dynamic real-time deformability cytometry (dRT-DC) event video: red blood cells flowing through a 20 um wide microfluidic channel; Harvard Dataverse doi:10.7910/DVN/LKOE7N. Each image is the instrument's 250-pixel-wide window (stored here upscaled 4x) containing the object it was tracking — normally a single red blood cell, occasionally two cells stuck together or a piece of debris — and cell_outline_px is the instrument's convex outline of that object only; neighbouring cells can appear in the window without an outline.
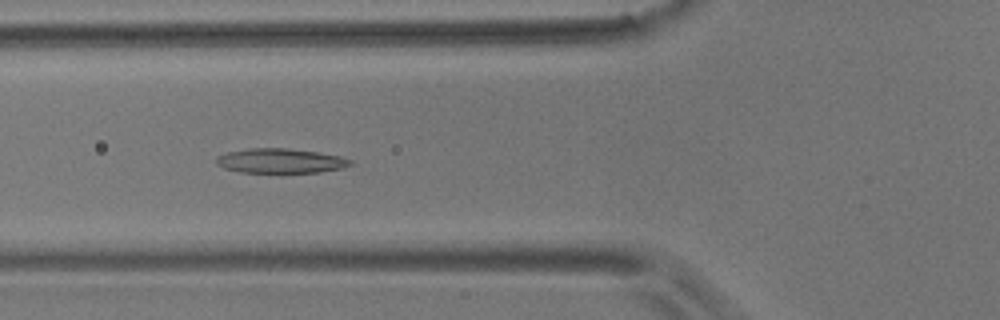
{"species": "common noctule bat (a hibernating species)", "species_latin": "Nyctalus noctula", "temperature_condition": "room temperature", "stored_images_in_passage": 42, "camera_frame_rate_fps": 3000, "um_per_image_px": 0.085, "animal": {"sex": "male", "body_mass_g": 17.9}, "frame": {"image": 1, "passage_image": 6, "time_ms": 1.667, "image_size_px": [1000, 320], "cell_outline_px": [[352, 164], [344, 168], [320, 172], [240, 172], [224, 168], [216, 164], [216, 156], [228, 152], [248, 148], [288, 148], [316, 152], [340, 156], [352, 160]], "centroid_in_image_um": [23.83, 13.67], "position_along_channel_um": 102.0, "area_um2": 19.19}}
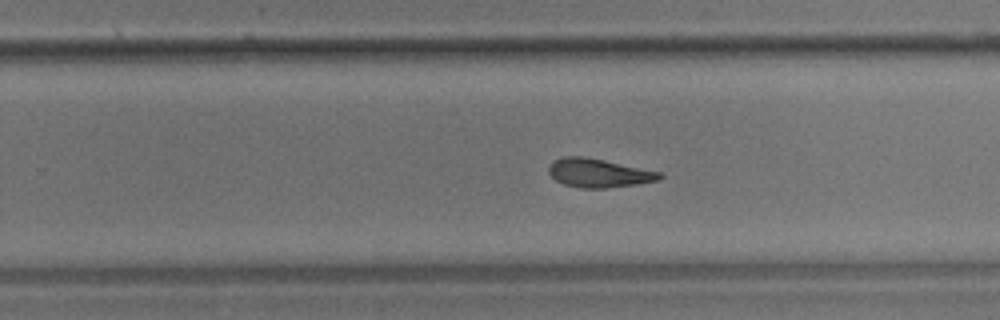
{"frame": {"image": 2, "passage_image": 21, "time_ms": 6.667, "image_size_px": [1000, 320], "cell_outline_px": [[664, 176], [660, 180], [636, 184], [604, 188], [584, 188], [564, 184], [556, 180], [548, 172], [548, 168], [552, 160], [564, 156], [584, 156], [604, 160], [660, 172]], "centroid_in_image_um": [50.87, 14.7], "position_along_channel_um": 278.9, "area_um2": 18.44}}
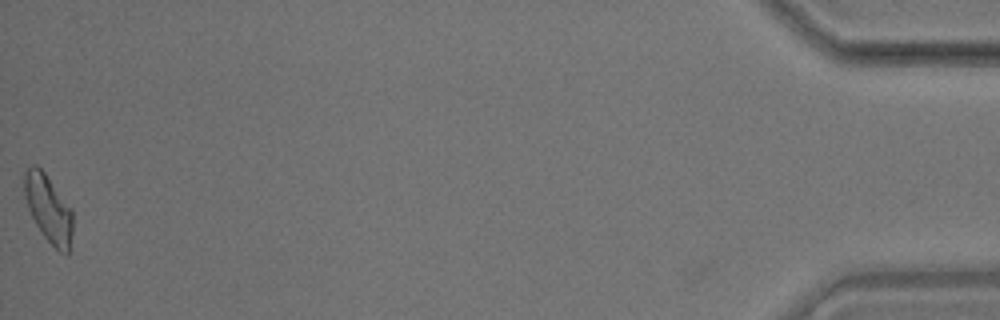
{"frame": {"image": 3, "passage_image": 42, "time_ms": 13.667, "image_size_px": [1000, 320], "cell_outline_px": [[72, 232], [68, 256], [60, 252], [44, 236], [36, 224], [28, 208], [24, 196], [24, 172], [32, 164], [36, 164], [44, 172], [72, 208]], "centroid_in_image_um": [4.12, 17.72], "position_along_channel_um": 431.1, "area_um2": 18.96}, "authors_computed_cell_mechanics": {"area_um2": 18.8139, "velocity_mm_per_s": 3.5377, "shape_relaxation_time_tau1_ms": 11.2236, "shape_relaxation_time_tau2_ms": 5.3491, "deformation_change_tau1": 0.2339, "deformation_change_tau2": 0.1505}}